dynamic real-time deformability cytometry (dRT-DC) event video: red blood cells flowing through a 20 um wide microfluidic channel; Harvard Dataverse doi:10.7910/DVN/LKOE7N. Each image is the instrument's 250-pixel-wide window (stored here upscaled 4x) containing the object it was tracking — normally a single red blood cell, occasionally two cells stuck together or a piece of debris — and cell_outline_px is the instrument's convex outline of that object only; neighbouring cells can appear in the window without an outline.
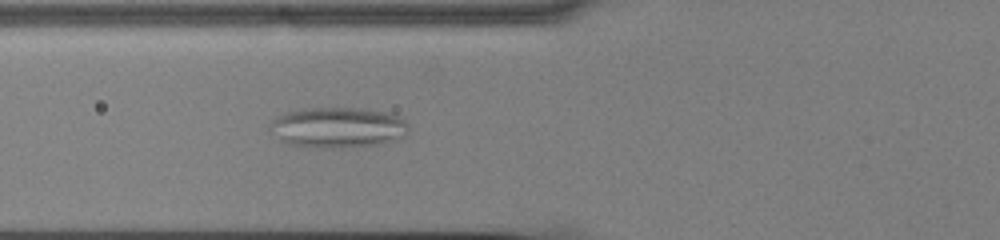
{"species": "common noctule bat (a hibernating species)", "species_latin": "Nyctalus noctula", "temperature_condition": "cold", "stored_images_in_passage": 57, "camera_frame_rate_fps": 3000, "um_per_image_px": 0.085, "animal": {"sex": "male", "body_mass_g": 13.0, "forearm_length_mm": 53.1}, "frame": {"image": 1, "passage_image": 23, "time_ms": 7.333, "image_size_px": [1000, 240], "cell_outline_px": [[408, 132], [404, 136], [396, 140], [376, 144], [332, 148], [288, 144], [280, 140], [272, 124], [272, 120], [288, 112], [312, 108], [364, 108], [388, 112], [400, 116], [408, 124]], "centroid_in_image_um": [28.83, 10.82], "position_along_channel_um": 97.0, "area_um2": 32.08}}
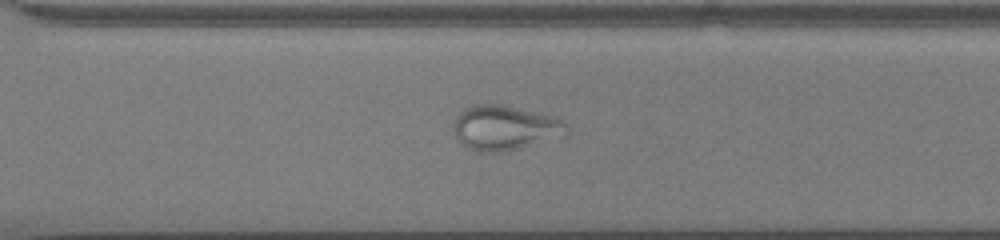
{"frame": {"image": 2, "passage_image": 42, "time_ms": 13.667, "image_size_px": [1000, 240], "cell_outline_px": [[568, 136], [500, 152], [480, 152], [468, 148], [456, 136], [452, 128], [456, 116], [464, 108], [472, 104], [500, 104], [560, 116], [568, 124]], "centroid_in_image_um": [42.99, 10.84], "position_along_channel_um": 327.6, "area_um2": 30.06}}
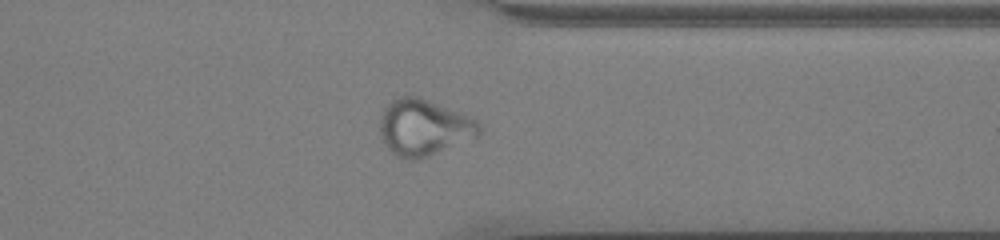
{"frame": {"image": 3, "passage_image": 46, "time_ms": 15.0, "image_size_px": [1000, 240], "cell_outline_px": [[480, 132], [476, 136], [416, 160], [408, 160], [392, 152], [388, 148], [380, 132], [380, 116], [384, 108], [392, 100], [400, 96], [416, 96], [472, 116], [480, 124]], "centroid_in_image_um": [36.01, 10.81], "position_along_channel_um": 375.4, "area_um2": 31.91}}